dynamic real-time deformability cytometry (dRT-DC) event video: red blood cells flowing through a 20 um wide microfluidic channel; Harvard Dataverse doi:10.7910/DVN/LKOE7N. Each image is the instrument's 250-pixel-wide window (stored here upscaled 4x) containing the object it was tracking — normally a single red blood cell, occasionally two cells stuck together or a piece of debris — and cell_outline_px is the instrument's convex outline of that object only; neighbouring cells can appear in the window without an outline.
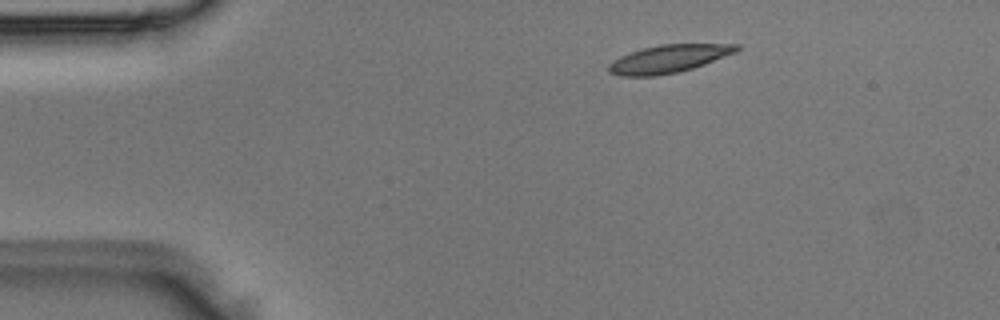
{"species": "Egyptian fruit bat (a non-hibernating species)", "species_latin": "Rousettus aegyptiacus", "temperature_condition": "room temperature", "stored_images_in_passage": 3, "camera_frame_rate_fps": 3000, "um_per_image_px": 0.085, "animal": {"sex": "male"}, "frame": {"image": 1, "passage_image": 2, "time_ms": 0.333, "image_size_px": [1000, 320], "cell_outline_px": [[740, 48], [736, 52], [704, 64], [692, 68], [676, 72], [656, 76], [620, 76], [608, 72], [608, 64], [612, 60], [620, 56], [644, 48], [660, 44], [740, 44]], "centroid_in_image_um": [56.81, 5.0], "position_along_channel_um": 28.2, "area_um2": 20.63}}